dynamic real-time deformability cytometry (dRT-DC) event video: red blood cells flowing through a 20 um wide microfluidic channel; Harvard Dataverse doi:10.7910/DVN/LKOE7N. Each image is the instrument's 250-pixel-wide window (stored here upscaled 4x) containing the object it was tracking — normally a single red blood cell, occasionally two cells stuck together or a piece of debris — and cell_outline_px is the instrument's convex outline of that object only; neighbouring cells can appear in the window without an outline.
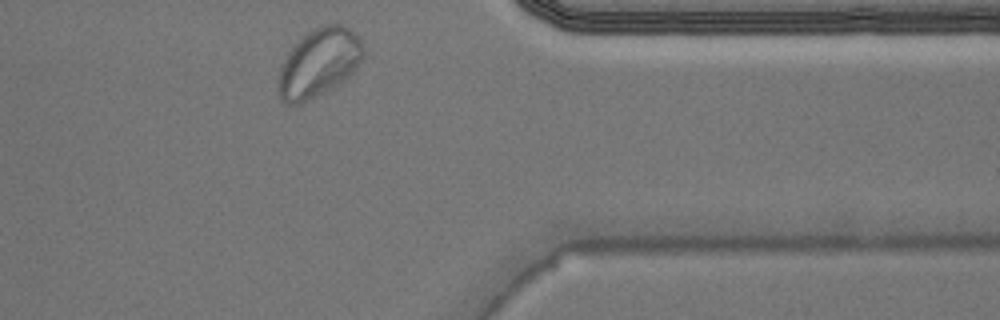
{"species": "Egyptian fruit bat (a non-hibernating species)", "species_latin": "Rousettus aegyptiacus", "temperature_condition": "warm", "stored_images_in_passage": 25, "camera_frame_rate_fps": 3000, "um_per_image_px": 0.085, "animal": {"sex": "male"}, "frame": {"image": 1, "passage_image": 25, "time_ms": 8.0, "image_size_px": [1000, 320], "cell_outline_px": [[364, 56], [356, 68], [348, 76], [324, 92], [300, 104], [288, 104], [280, 100], [276, 88], [276, 76], [280, 64], [284, 56], [312, 28], [320, 24], [340, 24], [348, 28], [364, 44]], "centroid_in_image_um": [27.04, 5.35], "position_along_channel_um": 384.4, "area_um2": 34.04}}